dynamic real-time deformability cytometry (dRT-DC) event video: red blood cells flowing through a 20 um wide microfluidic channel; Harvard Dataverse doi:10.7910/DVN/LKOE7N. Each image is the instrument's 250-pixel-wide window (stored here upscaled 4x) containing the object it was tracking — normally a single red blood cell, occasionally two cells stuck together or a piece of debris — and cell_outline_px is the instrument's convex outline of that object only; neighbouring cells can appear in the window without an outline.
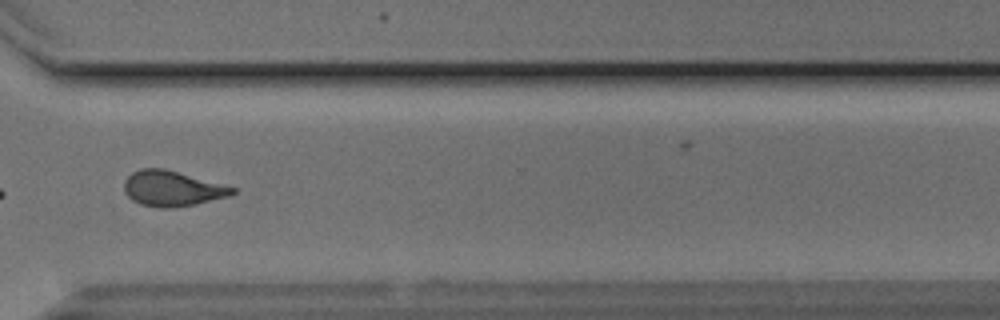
{"species": "Egyptian fruit bat (a non-hibernating species)", "species_latin": "Rousettus aegyptiacus", "temperature_condition": "cold", "stored_images_in_passage": 43, "camera_frame_rate_fps": 3000, "um_per_image_px": 0.085, "animal": {"sex": "male"}, "frame": {"image": 1, "passage_image": 31, "time_ms": 10.0, "image_size_px": [1000, 320], "cell_outline_px": [[236, 192], [228, 196], [192, 204], [172, 208], [160, 208], [140, 204], [132, 200], [124, 192], [124, 180], [132, 172], [140, 168], [164, 168], [236, 188]], "centroid_in_image_um": [14.58, 16.02], "position_along_channel_um": 356.0, "area_um2": 22.08}, "authors_computed_cell_mechanics": {"area_um2": 22.3108, "velocity_mm_per_s": 3.834, "shape_relaxation_time_tau1_ms": 4.1923, "shape_relaxation_time_tau2_ms": 2.0342, "deformation_change_tau1": 0.15, "deformation_change_tau2": 0.0773}}